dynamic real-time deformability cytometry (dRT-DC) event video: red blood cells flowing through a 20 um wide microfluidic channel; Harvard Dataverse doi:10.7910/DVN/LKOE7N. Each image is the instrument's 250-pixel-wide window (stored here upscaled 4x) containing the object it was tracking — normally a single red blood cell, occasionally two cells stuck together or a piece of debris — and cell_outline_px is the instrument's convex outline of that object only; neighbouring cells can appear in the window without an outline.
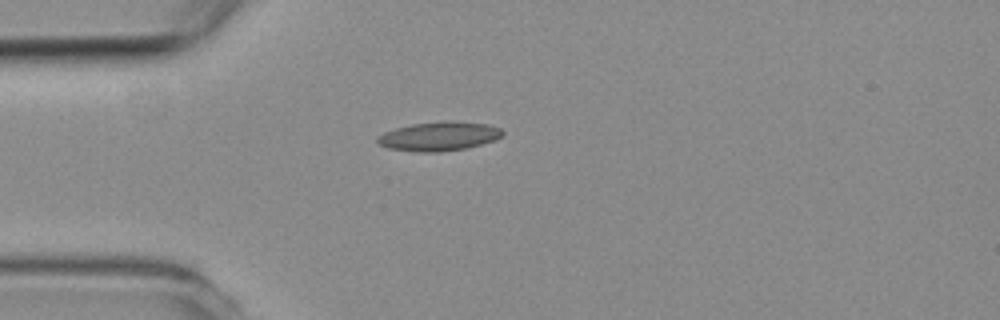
{"species": "common noctule bat (a hibernating species)", "species_latin": "Nyctalus noctula", "temperature_condition": "room temperature", "stored_images_in_passage": 2, "camera_frame_rate_fps": 3000, "um_per_image_px": 0.085, "animal": {"sex": "female", "body_mass_g": 19.3, "forearm_length_mm": 54.1}, "frame": {"image": 1, "passage_image": 1, "time_ms": 0.0, "image_size_px": [1000, 320], "cell_outline_px": [[504, 132], [496, 140], [464, 148], [440, 152], [416, 152], [388, 148], [380, 144], [376, 140], [376, 136], [384, 132], [396, 128], [412, 124], [444, 120], [488, 124], [500, 128]], "centroid_in_image_um": [37.29, 11.58], "position_along_channel_um": 47.7, "area_um2": 21.15}}